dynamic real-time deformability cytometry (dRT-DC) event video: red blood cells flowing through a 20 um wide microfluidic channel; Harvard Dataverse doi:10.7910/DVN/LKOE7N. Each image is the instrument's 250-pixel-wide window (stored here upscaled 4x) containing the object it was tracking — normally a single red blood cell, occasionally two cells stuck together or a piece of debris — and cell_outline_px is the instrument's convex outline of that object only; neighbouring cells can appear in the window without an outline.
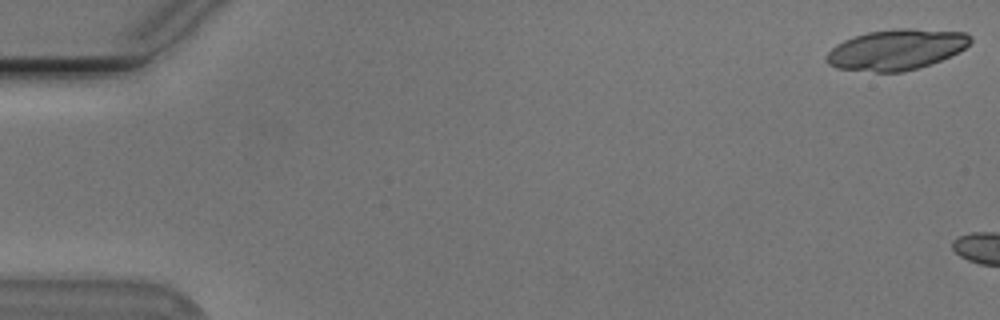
{"species": "Egyptian fruit bat (a non-hibernating species)", "species_latin": "Rousettus aegyptiacus", "temperature_condition": "cold", "stored_images_in_passage": 5, "camera_frame_rate_fps": 3000, "um_per_image_px": 0.085, "animal": {"sex": "male"}, "frame": {"image": 1, "passage_image": 1, "time_ms": 0.0, "image_size_px": [1000, 320], "cell_outline_px": [[972, 40], [964, 48], [940, 60], [916, 68], [900, 72], [876, 72], [836, 68], [828, 64], [824, 60], [828, 52], [836, 44], [844, 40], [868, 32], [892, 28], [912, 28], [964, 32], [972, 36]], "centroid_in_image_um": [76.15, 4.2], "position_along_channel_um": 8.9, "area_um2": 33.87}}